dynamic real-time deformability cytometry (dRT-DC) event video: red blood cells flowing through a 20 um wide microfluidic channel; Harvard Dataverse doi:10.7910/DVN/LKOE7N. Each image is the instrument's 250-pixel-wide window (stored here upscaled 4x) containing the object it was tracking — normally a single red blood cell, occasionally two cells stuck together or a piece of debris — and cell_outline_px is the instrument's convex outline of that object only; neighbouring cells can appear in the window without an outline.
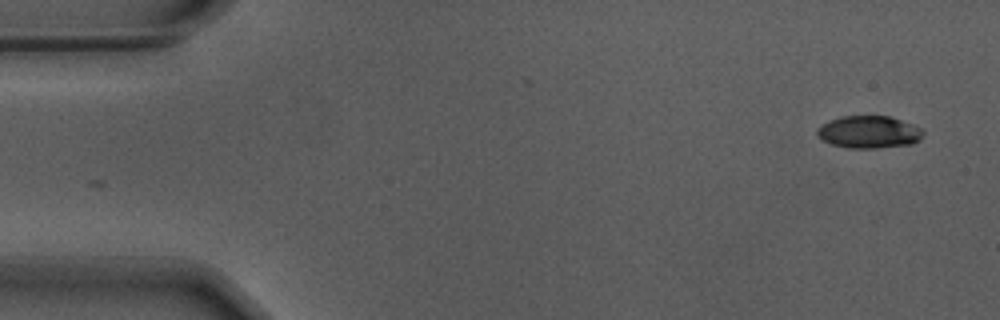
{"species": "Egyptian fruit bat (a non-hibernating species)", "species_latin": "Rousettus aegyptiacus", "temperature_condition": "warm", "stored_images_in_passage": 30, "camera_frame_rate_fps": 3000, "um_per_image_px": 0.085, "animal": {"sex": "male"}, "frame": {"image": 1, "passage_image": 1, "time_ms": 0.0, "image_size_px": [1000, 320], "cell_outline_px": [[924, 132], [920, 140], [912, 144], [872, 148], [848, 148], [832, 144], [816, 136], [816, 128], [840, 116], [888, 116], [912, 124], [920, 128]], "centroid_in_image_um": [73.85, 11.22], "position_along_channel_um": 11.1, "area_um2": 19.83}}
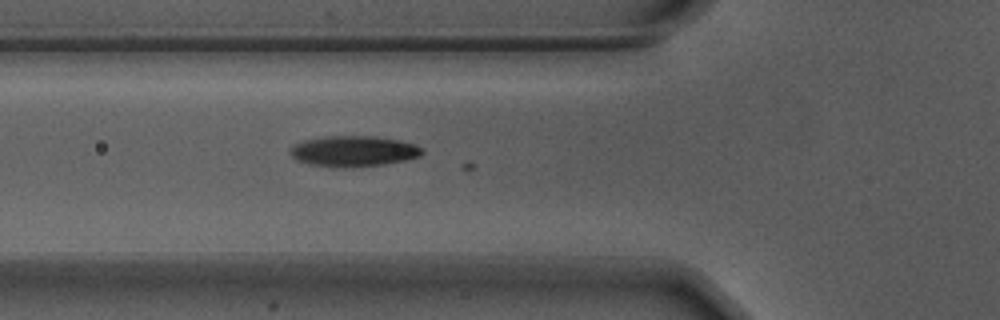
{"frame": {"image": 2, "passage_image": 18, "time_ms": 5.667, "image_size_px": [1000, 320], "cell_outline_px": [[424, 152], [420, 156], [404, 160], [384, 164], [352, 168], [336, 168], [312, 164], [296, 160], [288, 152], [288, 148], [304, 140], [324, 136], [372, 136], [400, 140], [416, 144]], "centroid_in_image_um": [30.03, 12.85], "position_along_channel_um": 95.8, "area_um2": 23.81}}
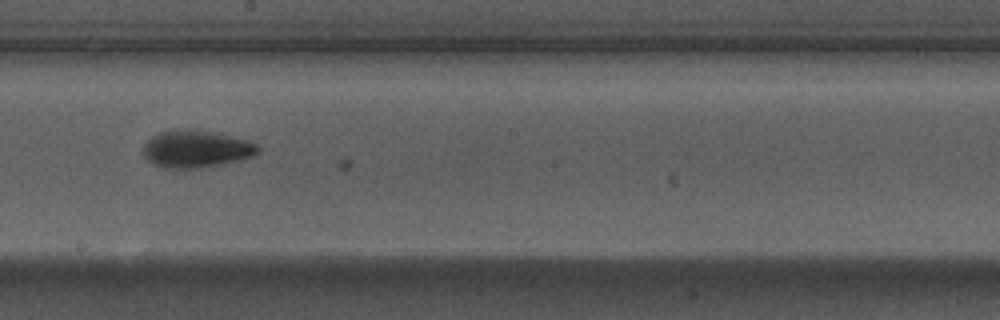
{"frame": {"image": 3, "passage_image": 29, "time_ms": 9.333, "image_size_px": [1000, 320], "cell_outline_px": [[260, 152], [252, 156], [200, 168], [164, 168], [152, 164], [144, 156], [144, 144], [152, 136], [160, 132], [188, 128], [220, 132], [248, 140], [256, 144], [260, 148]], "centroid_in_image_um": [16.67, 12.63], "position_along_channel_um": 231.5, "area_um2": 24.97}}